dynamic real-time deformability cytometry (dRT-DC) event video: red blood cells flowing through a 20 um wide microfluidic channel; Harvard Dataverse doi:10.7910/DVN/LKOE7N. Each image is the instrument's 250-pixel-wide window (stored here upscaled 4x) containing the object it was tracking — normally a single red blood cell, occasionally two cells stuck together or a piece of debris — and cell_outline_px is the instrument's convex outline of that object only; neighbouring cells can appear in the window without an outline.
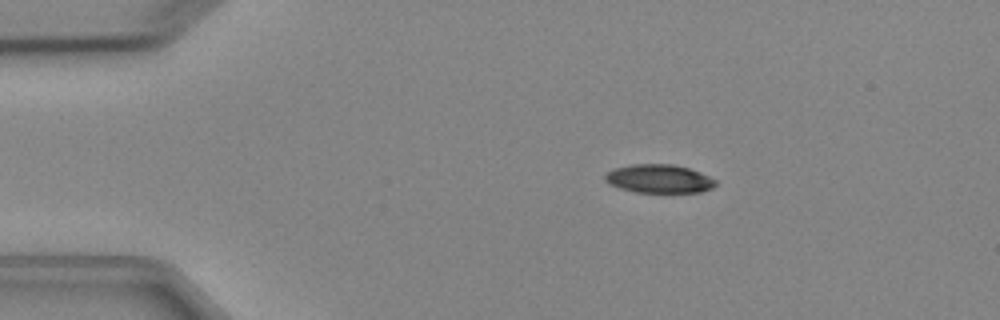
{"species": "Egyptian fruit bat (a non-hibernating species)", "species_latin": "Rousettus aegyptiacus", "temperature_condition": "cold", "stored_images_in_passage": 6, "camera_frame_rate_fps": 3000, "um_per_image_px": 0.085, "animal": {"sex": "female"}, "frame": {"image": 1, "passage_image": 6, "time_ms": 6.0, "image_size_px": [1000, 320], "cell_outline_px": [[716, 184], [712, 188], [700, 192], [636, 192], [620, 188], [604, 180], [604, 176], [612, 168], [632, 164], [672, 164], [688, 168], [700, 172], [716, 180]], "centroid_in_image_um": [56.01, 15.18], "position_along_channel_um": 29.0, "area_um2": 18.26}}